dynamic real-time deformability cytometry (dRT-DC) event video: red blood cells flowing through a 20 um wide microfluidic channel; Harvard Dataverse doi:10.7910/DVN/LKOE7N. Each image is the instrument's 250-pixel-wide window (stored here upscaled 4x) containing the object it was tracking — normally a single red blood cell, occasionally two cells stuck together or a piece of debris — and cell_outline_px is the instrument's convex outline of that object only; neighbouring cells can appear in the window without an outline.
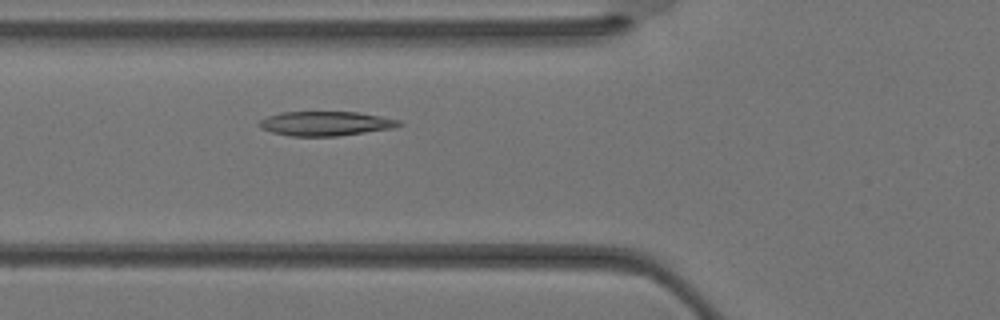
{"species": "Egyptian fruit bat (a non-hibernating species)", "species_latin": "Rousettus aegyptiacus", "temperature_condition": "warm", "stored_images_in_passage": 32, "camera_frame_rate_fps": 3000, "um_per_image_px": 0.085, "animal": {"sex": "female"}, "frame": {"image": 1, "passage_image": 9, "time_ms": 2.667, "image_size_px": [1000, 320], "cell_outline_px": [[404, 124], [396, 128], [336, 136], [292, 136], [272, 132], [260, 128], [256, 124], [260, 120], [268, 116], [280, 112], [356, 112], [380, 116], [400, 120]], "centroid_in_image_um": [27.69, 10.5], "position_along_channel_um": 98.1, "area_um2": 19.94}}
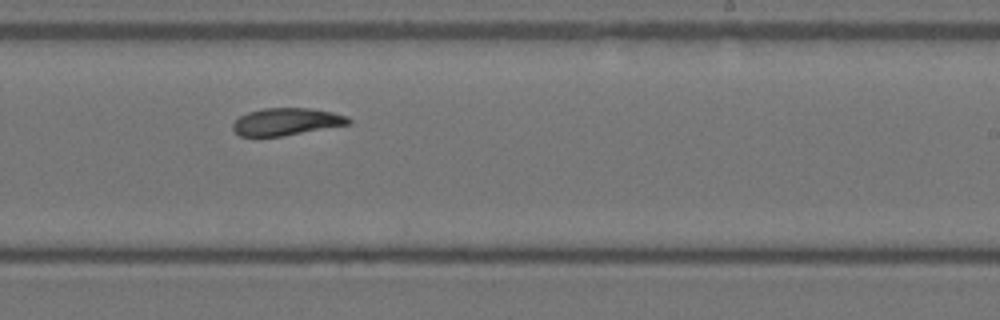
{"frame": {"image": 2, "passage_image": 18, "time_ms": 5.667, "image_size_px": [1000, 320], "cell_outline_px": [[352, 120], [348, 124], [280, 136], [240, 136], [232, 128], [232, 124], [240, 116], [248, 112], [264, 108], [312, 108], [332, 112], [348, 116]], "centroid_in_image_um": [24.33, 10.33], "position_along_channel_um": 264.7, "area_um2": 18.15}}
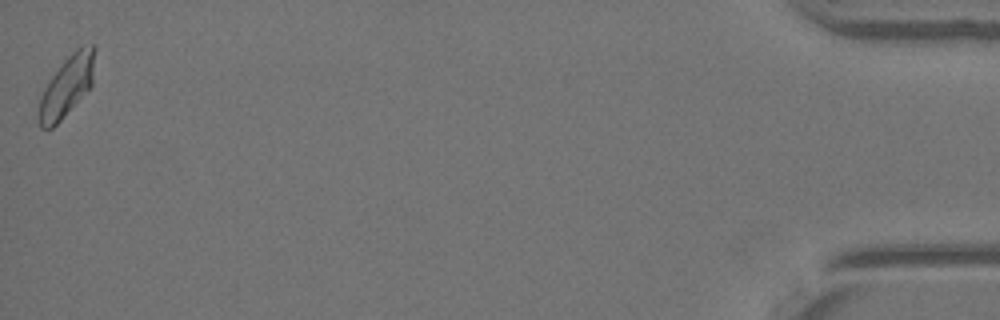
{"frame": {"image": 3, "passage_image": 32, "time_ms": 10.333, "image_size_px": [1000, 320], "cell_outline_px": [[96, 48], [92, 84], [60, 120], [52, 128], [40, 128], [36, 116], [40, 96], [44, 88], [52, 76], [64, 60], [76, 48], [92, 44]], "centroid_in_image_um": [5.65, 7.32], "position_along_channel_um": 429.6, "area_um2": 19.59}}